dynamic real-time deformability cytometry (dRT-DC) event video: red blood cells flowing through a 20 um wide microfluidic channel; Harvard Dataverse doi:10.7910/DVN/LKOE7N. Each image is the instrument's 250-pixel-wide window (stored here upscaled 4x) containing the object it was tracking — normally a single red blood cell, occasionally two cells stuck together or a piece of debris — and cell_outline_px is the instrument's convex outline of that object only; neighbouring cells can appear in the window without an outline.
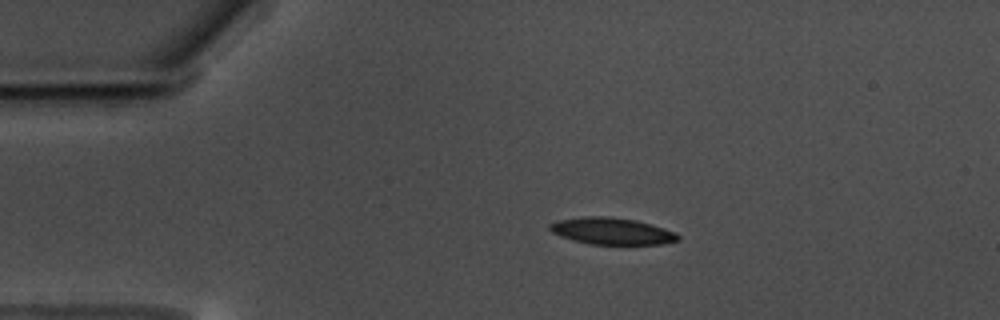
{"species": "common noctule bat (a hibernating species)", "species_latin": "Nyctalus noctula", "temperature_condition": "warm", "stored_images_in_passage": 47, "camera_frame_rate_fps": 3000, "um_per_image_px": 0.085, "animal": {"sex": "male", "body_mass_g": 17.5, "forearm_length_mm": 52.3}, "frame": {"image": 1, "passage_image": 1, "time_ms": 0.0, "image_size_px": [1000, 320], "cell_outline_px": [[680, 240], [664, 244], [592, 244], [572, 240], [560, 236], [552, 232], [548, 228], [548, 224], [556, 220], [584, 216], [608, 216], [636, 220], [664, 228], [676, 232], [680, 236]], "centroid_in_image_um": [51.99, 19.64], "position_along_channel_um": 33.0, "area_um2": 20.17}}
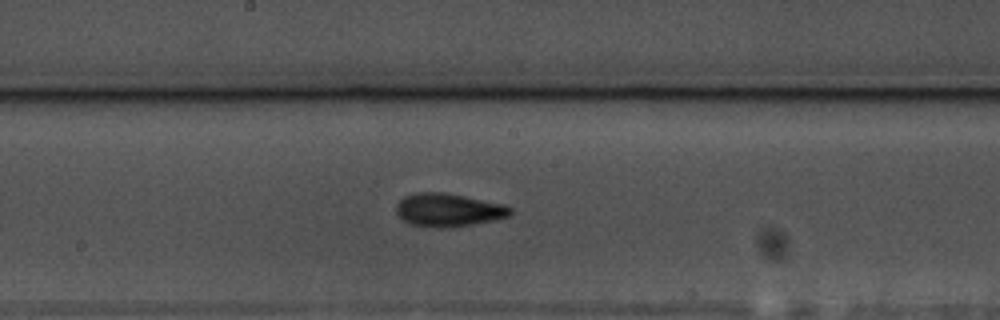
{"frame": {"image": 2, "passage_image": 20, "time_ms": 6.333, "image_size_px": [1000, 320], "cell_outline_px": [[512, 212], [508, 216], [492, 220], [472, 224], [440, 228], [432, 228], [412, 224], [404, 220], [396, 212], [396, 204], [404, 196], [416, 192], [448, 192], [504, 204], [512, 208]], "centroid_in_image_um": [38.1, 17.83], "position_along_channel_um": 210.1, "area_um2": 22.08}}
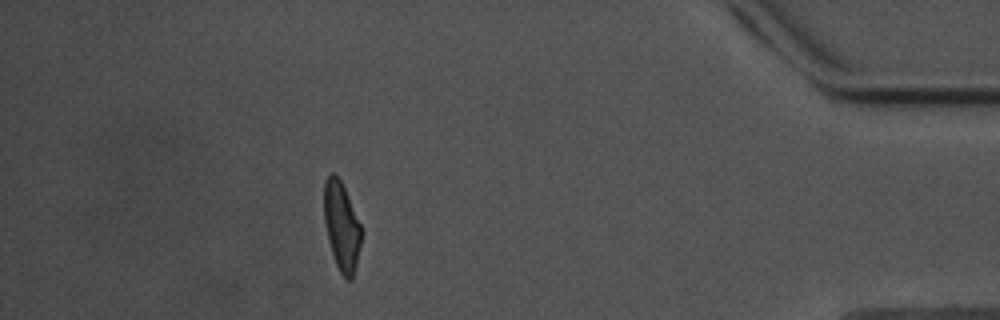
{"frame": {"image": 3, "passage_image": 41, "time_ms": 13.333, "image_size_px": [1000, 320], "cell_outline_px": [[364, 232], [352, 280], [344, 280], [336, 264], [332, 252], [324, 220], [324, 180], [332, 172], [340, 180], [364, 228]], "centroid_in_image_um": [29.07, 19.25], "position_along_channel_um": 406.1, "area_um2": 19.48}, "authors_computed_cell_mechanics": {"area_um2": 20.519, "velocity_mm_per_s": 3.5168, "shape_relaxation_time_tau1_ms": 4.5361, "shape_relaxation_time_tau2_ms": 2.8629, "deformation_change_tau1": 0.1448, "deformation_change_tau2": 0.0939}}